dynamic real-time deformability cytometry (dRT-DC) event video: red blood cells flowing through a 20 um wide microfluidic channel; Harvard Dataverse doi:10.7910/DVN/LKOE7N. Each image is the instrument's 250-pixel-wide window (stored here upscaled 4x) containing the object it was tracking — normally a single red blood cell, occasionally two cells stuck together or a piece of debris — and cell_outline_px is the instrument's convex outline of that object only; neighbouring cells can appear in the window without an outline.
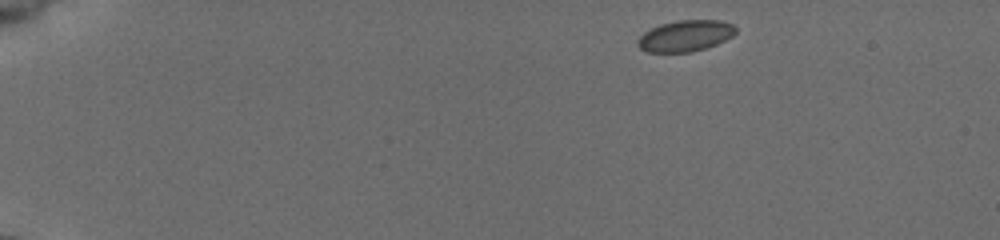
{"species": "common noctule bat (a hibernating species)", "species_latin": "Nyctalus noctula", "temperature_condition": "cold", "stored_images_in_passage": 46, "camera_frame_rate_fps": 3000, "um_per_image_px": 0.085, "animal": {"sex": "female", "body_mass_g": 19.5, "forearm_length_mm": 54.1}, "frame": {"image": 1, "passage_image": 1, "time_ms": 0.0, "image_size_px": [1000, 240], "cell_outline_px": [[736, 32], [732, 36], [716, 44], [704, 48], [688, 52], [648, 52], [640, 48], [636, 44], [640, 36], [644, 32], [660, 24], [676, 20], [720, 20], [732, 24], [736, 28]], "centroid_in_image_um": [58.24, 3.03], "position_along_channel_um": 26.8, "area_um2": 17.69}}
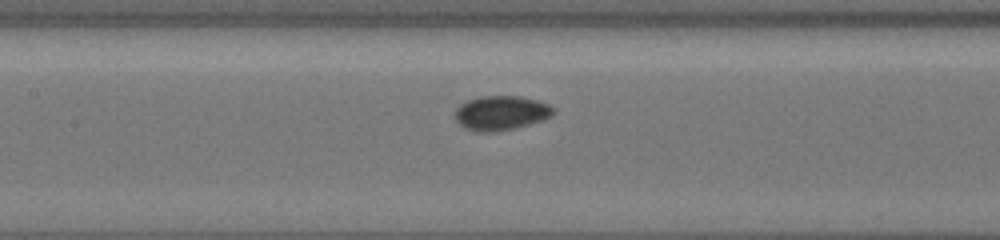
{"frame": {"image": 2, "passage_image": 20, "time_ms": 6.333, "image_size_px": [1000, 240], "cell_outline_px": [[556, 112], [552, 116], [540, 120], [512, 128], [468, 128], [460, 124], [456, 120], [456, 108], [460, 104], [468, 100], [480, 96], [520, 96], [540, 100], [556, 108]], "centroid_in_image_um": [42.67, 9.51], "position_along_channel_um": 164.7, "area_um2": 18.73}}
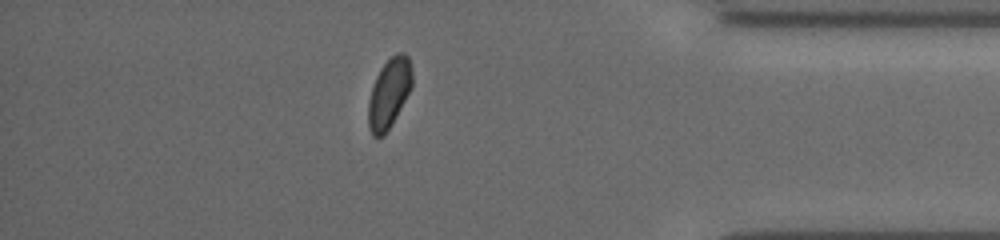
{"frame": {"image": 3, "passage_image": 40, "time_ms": 13.0, "image_size_px": [1000, 240], "cell_outline_px": [[412, 88], [396, 116], [384, 136], [372, 136], [368, 128], [368, 100], [376, 76], [380, 68], [396, 52], [404, 52], [408, 56], [412, 68]], "centroid_in_image_um": [33.07, 7.91], "position_along_channel_um": 402.1, "area_um2": 17.86}, "authors_computed_cell_mechanics": {"area_um2": 18.1781, "velocity_mm_per_s": 3.9052, "shape_relaxation_time_tau1_ms": 4.2819, "shape_relaxation_time_tau2_ms": 3.0507, "deformation_change_tau1": 0.0374, "deformation_change_tau2": 0.0429}}